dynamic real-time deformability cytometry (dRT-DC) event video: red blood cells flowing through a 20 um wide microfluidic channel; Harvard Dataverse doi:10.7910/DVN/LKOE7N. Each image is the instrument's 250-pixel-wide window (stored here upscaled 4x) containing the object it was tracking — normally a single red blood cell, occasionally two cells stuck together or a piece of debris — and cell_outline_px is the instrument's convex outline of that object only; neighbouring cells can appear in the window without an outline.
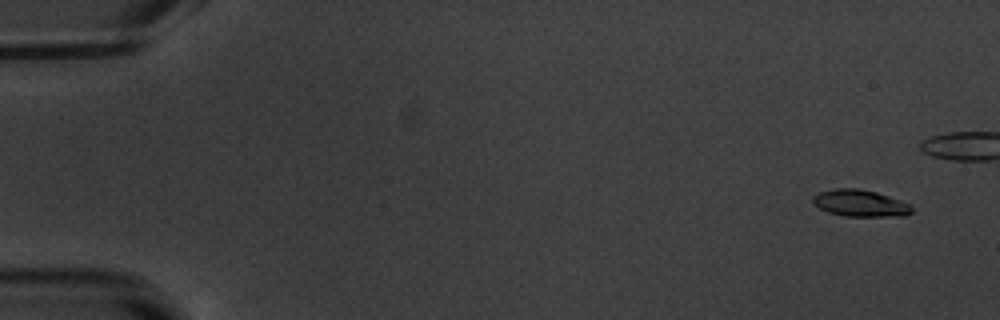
{"species": "common noctule bat (a hibernating species)", "species_latin": "Nyctalus noctula", "temperature_condition": "warm", "stored_images_in_passage": 45, "camera_frame_rate_fps": 3000, "um_per_image_px": 0.085, "animal": {"sex": "male", "body_mass_g": 20.1, "forearm_length_mm": 53.5}, "frame": {"image": 1, "passage_image": 4, "time_ms": 1.0, "image_size_px": [1000, 320], "cell_outline_px": [[912, 212], [908, 216], [844, 216], [828, 212], [812, 204], [812, 196], [820, 192], [836, 188], [856, 188], [876, 192], [912, 204]], "centroid_in_image_um": [73.13, 17.28], "position_along_channel_um": 11.9, "area_um2": 15.55}}
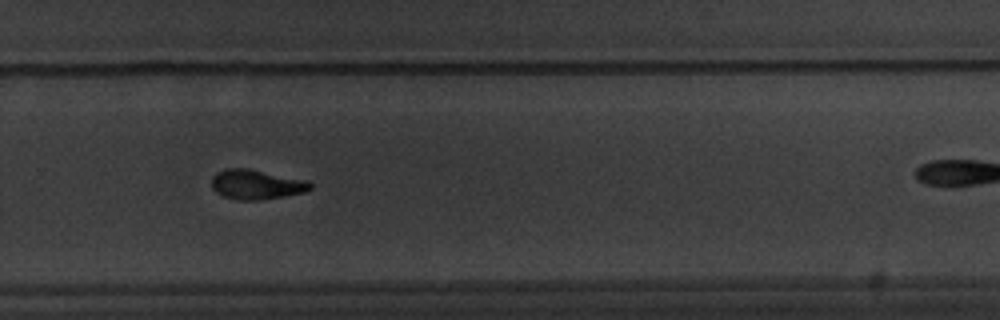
{"frame": {"image": 2, "passage_image": 38, "time_ms": 12.333, "image_size_px": [1000, 320], "cell_outline_px": [[312, 188], [304, 192], [256, 200], [240, 200], [224, 196], [216, 192], [212, 188], [212, 176], [216, 172], [224, 168], [248, 168], [308, 180], [312, 184]], "centroid_in_image_um": [21.77, 15.65], "position_along_channel_um": 308.0, "area_um2": 16.99}}
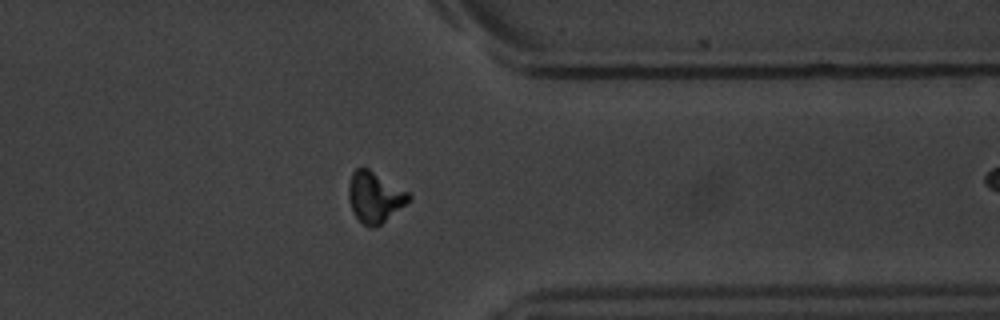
{"frame": {"image": 3, "passage_image": 44, "time_ms": 14.333, "image_size_px": [1000, 320], "cell_outline_px": [[412, 200], [380, 224], [372, 228], [368, 228], [352, 212], [348, 196], [348, 184], [352, 172], [356, 168], [368, 168], [408, 192], [412, 196]], "centroid_in_image_um": [31.85, 16.75], "position_along_channel_um": 379.6, "area_um2": 17.74}}